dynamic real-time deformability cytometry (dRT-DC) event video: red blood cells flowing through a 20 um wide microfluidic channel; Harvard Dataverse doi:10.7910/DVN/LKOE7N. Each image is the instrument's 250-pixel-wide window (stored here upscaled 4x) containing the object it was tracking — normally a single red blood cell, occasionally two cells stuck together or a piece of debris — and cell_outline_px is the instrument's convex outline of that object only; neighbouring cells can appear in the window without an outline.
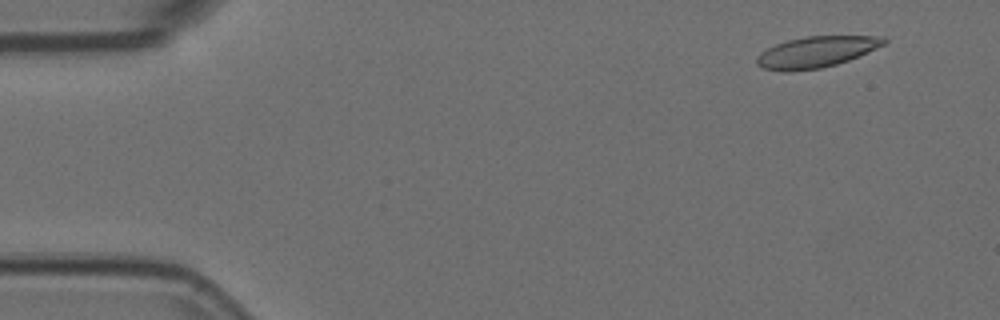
{"species": "Egyptian fruit bat (a non-hibernating species)", "species_latin": "Rousettus aegyptiacus", "temperature_condition": "room temperature", "stored_images_in_passage": 38, "camera_frame_rate_fps": 3000, "um_per_image_px": 0.085, "animal": {"sex": "female"}, "frame": {"image": 1, "passage_image": 5, "time_ms": 1.333, "image_size_px": [1000, 320], "cell_outline_px": [[888, 40], [884, 44], [848, 60], [836, 64], [820, 68], [792, 72], [780, 72], [764, 68], [756, 64], [756, 56], [760, 52], [776, 44], [788, 40], [804, 36], [884, 36]], "centroid_in_image_um": [69.33, 4.42], "position_along_channel_um": 15.7, "area_um2": 23.0}}
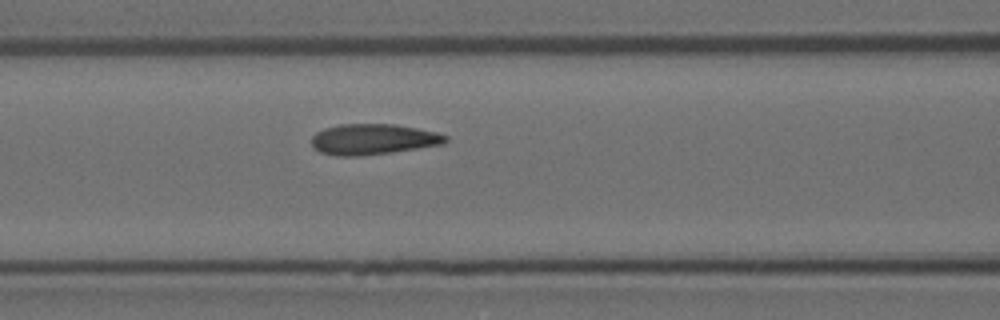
{"frame": {"image": 2, "passage_image": 23, "time_ms": 7.333, "image_size_px": [1000, 320], "cell_outline_px": [[448, 140], [444, 144], [392, 152], [360, 156], [336, 156], [320, 152], [312, 148], [312, 136], [316, 132], [324, 128], [340, 124], [396, 124], [436, 132], [448, 136]], "centroid_in_image_um": [31.7, 11.84], "position_along_channel_um": 134.9, "area_um2": 24.1}}
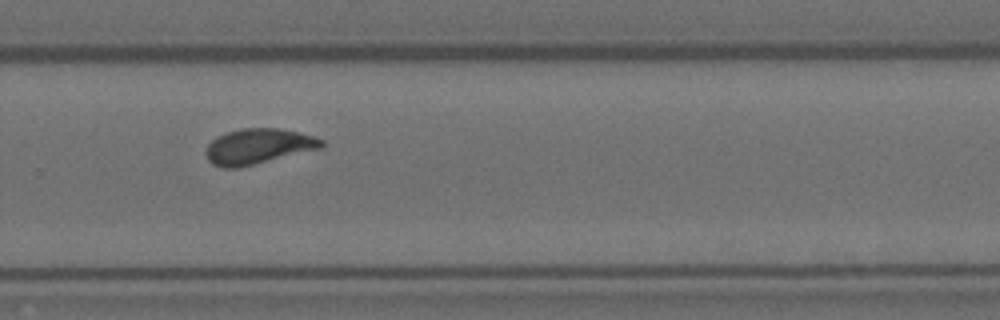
{"frame": {"image": 3, "passage_image": 37, "time_ms": 12.0, "image_size_px": [1000, 320], "cell_outline_px": [[324, 148], [236, 168], [224, 168], [212, 164], [208, 160], [204, 152], [208, 144], [216, 136], [240, 128], [276, 128], [300, 132], [324, 140]], "centroid_in_image_um": [21.95, 12.44], "position_along_channel_um": 307.9, "area_um2": 23.93}, "authors_computed_cell_mechanics": {"area_um2": 23.6402, "velocity_mm_per_s": 3.715, "shape_relaxation_time_tau1_ms": 5.6588, "shape_relaxation_time_tau2_ms": 1.0593, "deformation_change_tau1": 0.1698, "deformation_change_tau2": 0.0926}}